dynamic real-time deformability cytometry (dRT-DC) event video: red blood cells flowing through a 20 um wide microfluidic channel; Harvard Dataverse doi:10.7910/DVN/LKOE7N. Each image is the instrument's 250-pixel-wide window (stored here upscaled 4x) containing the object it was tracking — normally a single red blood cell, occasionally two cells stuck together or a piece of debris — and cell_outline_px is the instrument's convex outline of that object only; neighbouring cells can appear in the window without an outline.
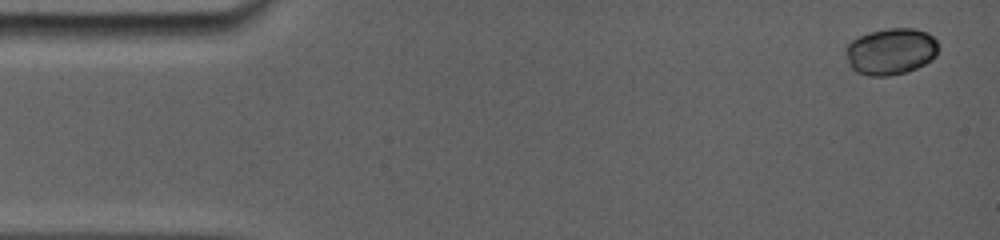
{"species": "common noctule bat (a hibernating species)", "species_latin": "Nyctalus noctula", "temperature_condition": "room temperature", "stored_images_in_passage": 26, "camera_frame_rate_fps": 5000, "um_per_image_px": 0.085, "animal": {"sex": "female", "body_mass_g": 19.0, "forearm_length_mm": 56.7}, "frame": {"image": 1, "passage_image": 1, "time_ms": 0.0, "image_size_px": [1000, 240], "cell_outline_px": [[936, 56], [932, 60], [916, 68], [904, 72], [888, 76], [868, 76], [856, 72], [848, 64], [844, 52], [844, 48], [852, 40], [868, 32], [888, 28], [912, 28], [928, 32], [936, 40]], "centroid_in_image_um": [75.67, 4.37], "position_along_channel_um": 9.3, "area_um2": 25.26}}
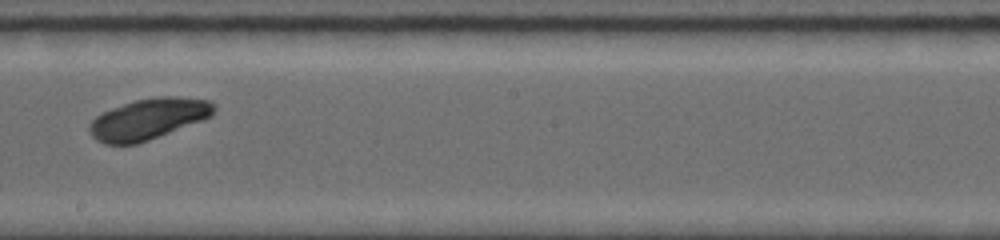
{"frame": {"image": 2, "passage_image": 15, "time_ms": 9.0, "image_size_px": [1000, 240], "cell_outline_px": [[216, 112], [212, 116], [148, 140], [136, 144], [104, 144], [96, 140], [88, 132], [88, 124], [96, 116], [112, 108], [136, 100], [160, 96], [180, 96], [212, 100], [216, 108]], "centroid_in_image_um": [12.62, 10.1], "position_along_channel_um": 235.6, "area_um2": 29.71}}
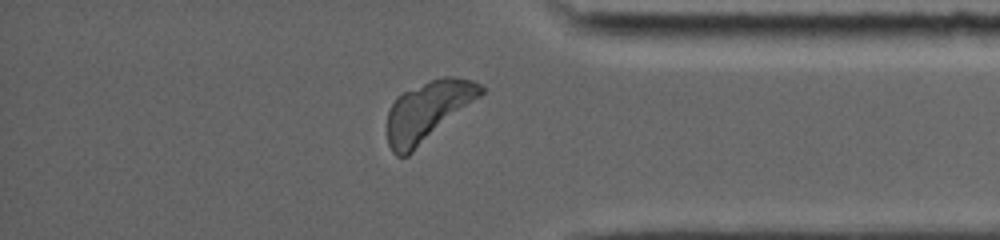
{"frame": {"image": 3, "passage_image": 25, "time_ms": 13.4, "image_size_px": [1000, 240], "cell_outline_px": [[484, 92], [480, 96], [408, 156], [396, 156], [392, 152], [388, 144], [388, 112], [392, 104], [404, 92], [432, 80], [444, 76], [456, 76], [472, 80], [480, 84], [484, 88]], "centroid_in_image_um": [36.37, 9.45], "position_along_channel_um": 398.8, "area_um2": 31.91}}